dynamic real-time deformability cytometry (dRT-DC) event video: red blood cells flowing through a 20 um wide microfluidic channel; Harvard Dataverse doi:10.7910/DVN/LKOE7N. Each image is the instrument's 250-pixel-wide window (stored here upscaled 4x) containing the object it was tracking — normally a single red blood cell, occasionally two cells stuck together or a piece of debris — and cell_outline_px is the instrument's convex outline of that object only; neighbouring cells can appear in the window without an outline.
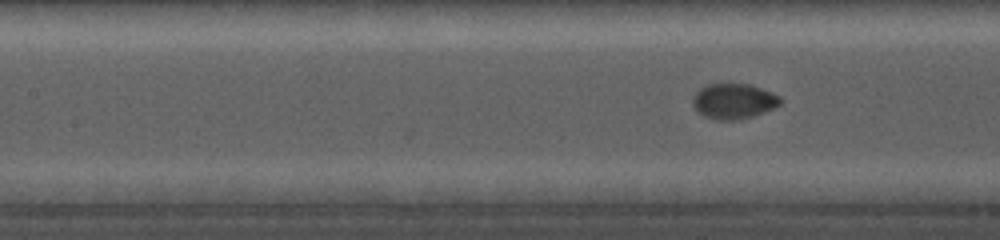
{"species": "common noctule bat (a hibernating species)", "species_latin": "Nyctalus noctula", "temperature_condition": "cold", "stored_images_in_passage": 29, "camera_frame_rate_fps": 5000, "um_per_image_px": 0.085, "animal": {"sex": "female", "body_mass_g": 19.0, "forearm_length_mm": 56.7}, "frame": {"image": 1, "passage_image": 13, "time_ms": 3.0, "image_size_px": [1000, 240], "cell_outline_px": [[780, 104], [764, 112], [752, 116], [736, 120], [716, 120], [704, 116], [696, 112], [692, 104], [692, 100], [696, 92], [704, 84], [752, 84], [772, 92], [780, 96]], "centroid_in_image_um": [62.32, 8.59], "position_along_channel_um": 145.1, "area_um2": 18.15}}
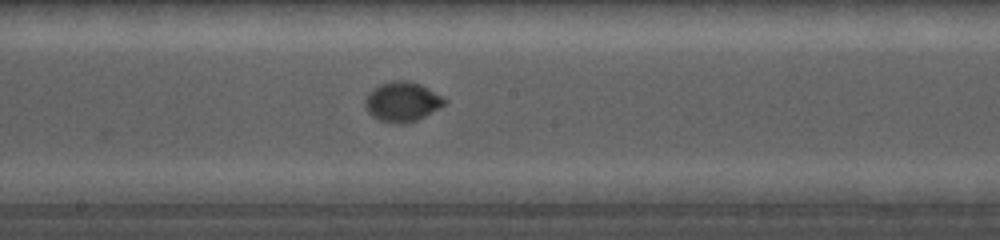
{"frame": {"image": 2, "passage_image": 21, "time_ms": 4.8, "image_size_px": [1000, 240], "cell_outline_px": [[448, 100], [444, 104], [424, 116], [416, 120], [404, 124], [400, 124], [380, 120], [372, 116], [364, 108], [364, 100], [368, 92], [372, 88], [380, 84], [396, 80], [408, 80], [420, 84]], "centroid_in_image_um": [34.13, 8.64], "position_along_channel_um": 214.1, "area_um2": 18.26}}
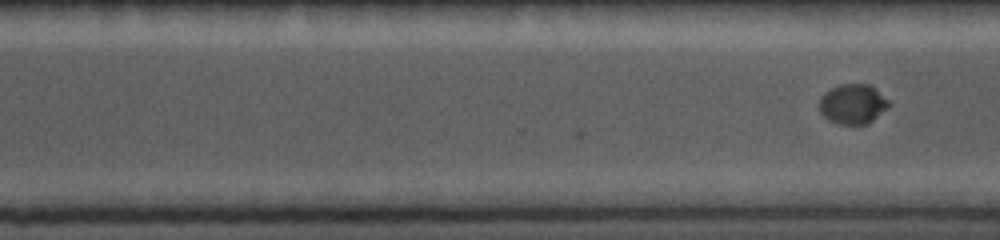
{"frame": {"image": 3, "passage_image": 29, "time_ms": 7.0, "image_size_px": [1000, 240], "cell_outline_px": [[892, 104], [888, 108], [868, 124], [836, 124], [828, 120], [820, 112], [820, 96], [824, 92], [840, 84], [872, 84]], "centroid_in_image_um": [72.5, 8.84], "position_along_channel_um": 298.1, "area_um2": 16.36}}